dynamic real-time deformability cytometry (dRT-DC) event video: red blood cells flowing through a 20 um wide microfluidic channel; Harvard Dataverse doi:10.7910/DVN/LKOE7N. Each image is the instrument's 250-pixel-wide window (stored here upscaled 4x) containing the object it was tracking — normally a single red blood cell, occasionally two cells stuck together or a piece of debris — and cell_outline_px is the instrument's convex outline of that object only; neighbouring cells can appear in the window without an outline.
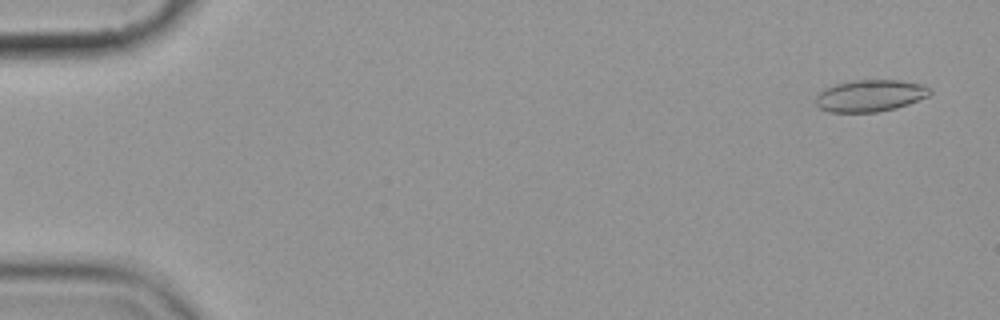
{"species": "common noctule bat (a hibernating species)", "species_latin": "Nyctalus noctula", "temperature_condition": "cold", "stored_images_in_passage": 5, "segment_of_instrument_passage": [2, 2], "camera_frame_rate_fps": 3000, "um_per_image_px": 0.085, "animal": {"sex": "female", "body_mass_g": 19.9}, "frame": {"image": 1, "passage_image": 5, "time_ms": 4.667, "image_size_px": [1000, 320], "cell_outline_px": [[932, 92], [928, 96], [908, 104], [896, 108], [876, 112], [828, 112], [820, 108], [816, 104], [816, 96], [824, 88], [836, 84], [856, 80], [900, 80], [924, 84]], "centroid_in_image_um": [73.97, 8.13], "position_along_channel_um": 11.0, "area_um2": 21.15}}